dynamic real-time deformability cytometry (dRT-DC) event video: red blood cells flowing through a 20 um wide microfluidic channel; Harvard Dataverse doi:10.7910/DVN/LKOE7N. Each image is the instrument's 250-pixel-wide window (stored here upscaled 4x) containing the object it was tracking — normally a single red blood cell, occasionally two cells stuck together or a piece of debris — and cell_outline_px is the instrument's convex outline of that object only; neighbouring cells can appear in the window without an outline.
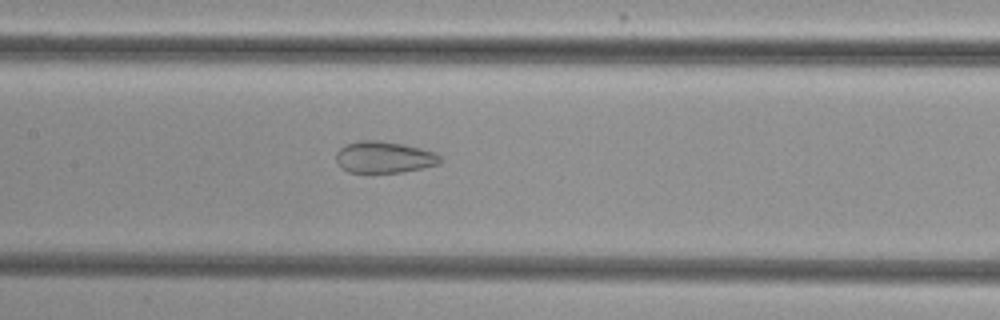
{"species": "common noctule bat (a hibernating species)", "species_latin": "Nyctalus noctula", "temperature_condition": "cold", "stored_images_in_passage": 47, "camera_frame_rate_fps": 3000, "um_per_image_px": 0.085, "animal": {"sex": "female", "body_mass_g": 29.2, "forearm_length_mm": 56.3}, "frame": {"image": 1, "passage_image": 20, "time_ms": 6.333, "image_size_px": [1000, 320], "cell_outline_px": [[444, 160], [440, 164], [424, 168], [404, 172], [348, 172], [340, 168], [336, 160], [336, 152], [340, 148], [348, 144], [360, 140], [380, 140], [404, 144], [436, 152]], "centroid_in_image_um": [32.68, 13.36], "position_along_channel_um": 174.7, "area_um2": 19.42}}
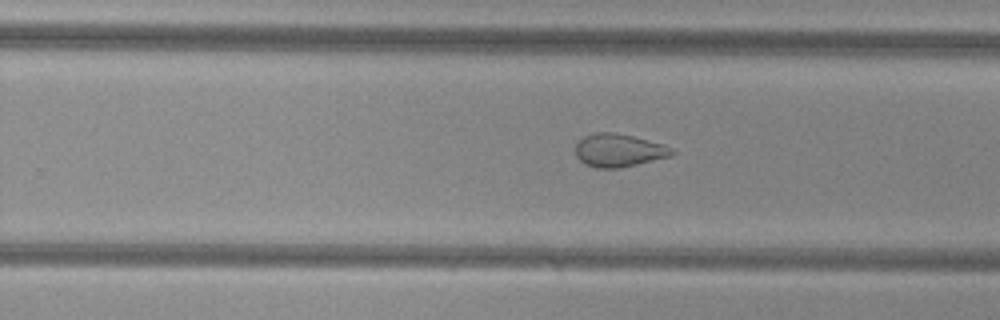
{"frame": {"image": 2, "passage_image": 28, "time_ms": 9.0, "image_size_px": [1000, 320], "cell_outline_px": [[676, 152], [672, 156], [620, 168], [596, 168], [584, 164], [576, 156], [576, 144], [584, 136], [596, 132], [616, 132], [664, 144], [672, 148]], "centroid_in_image_um": [52.61, 12.78], "position_along_channel_um": 277.2, "area_um2": 18.67}}
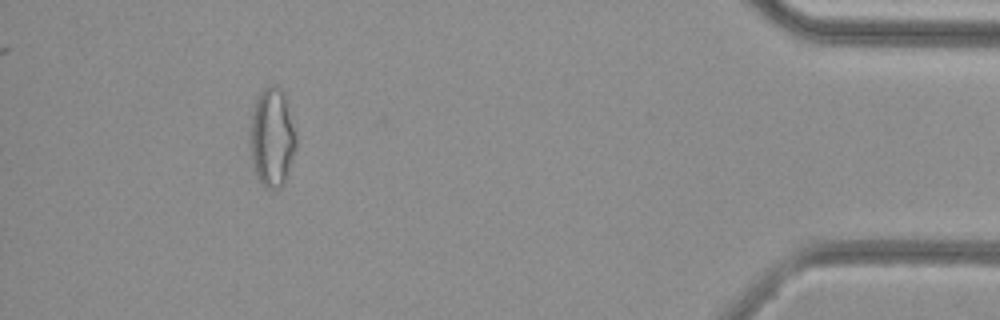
{"frame": {"image": 3, "passage_image": 43, "time_ms": 14.0, "image_size_px": [1000, 320], "cell_outline_px": [[296, 148], [284, 184], [280, 188], [272, 192], [264, 188], [252, 164], [252, 112], [256, 100], [260, 92], [264, 88], [272, 84], [276, 84], [280, 88], [284, 96], [296, 136]], "centroid_in_image_um": [23.14, 11.74], "position_along_channel_um": 412.1, "area_um2": 25.95}, "authors_computed_cell_mechanics": {"area_um2": 24.1026, "velocity_mm_per_s": 3.8511, "shape_relaxation_time_tau1_ms": null, "shape_relaxation_time_tau2_ms": 1.5459, "deformation_change_tau1": null, "deformation_change_tau2": 0.0861}}